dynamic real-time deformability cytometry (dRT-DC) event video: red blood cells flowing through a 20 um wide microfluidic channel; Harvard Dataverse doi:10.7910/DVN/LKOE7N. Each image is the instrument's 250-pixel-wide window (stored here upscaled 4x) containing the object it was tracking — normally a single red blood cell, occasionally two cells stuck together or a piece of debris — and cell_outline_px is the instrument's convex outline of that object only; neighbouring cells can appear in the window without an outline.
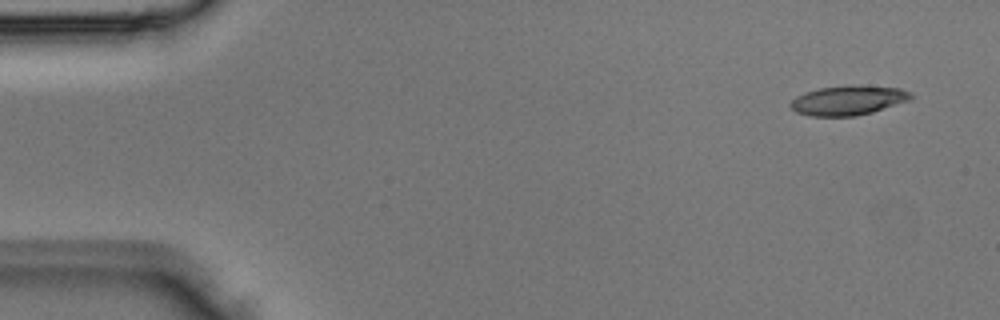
{"species": "Egyptian fruit bat (a non-hibernating species)", "species_latin": "Rousettus aegyptiacus", "temperature_condition": "room temperature", "stored_images_in_passage": 4, "camera_frame_rate_fps": 3000, "um_per_image_px": 0.085, "animal": {"sex": "male"}, "frame": {"image": 1, "passage_image": 1, "time_ms": 0.0, "image_size_px": [1000, 320], "cell_outline_px": [[916, 96], [912, 100], [872, 112], [856, 116], [812, 116], [796, 112], [788, 104], [796, 96], [804, 92], [820, 88], [848, 84], [860, 84], [900, 88], [912, 92]], "centroid_in_image_um": [72.16, 8.5], "position_along_channel_um": 12.8, "area_um2": 21.27}}
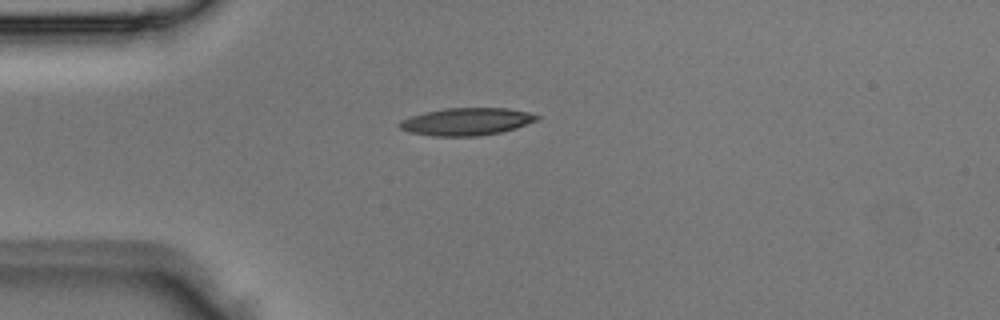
{"frame": {"image": 2, "passage_image": 3, "time_ms": 0.667, "image_size_px": [1000, 320], "cell_outline_px": [[540, 120], [516, 128], [500, 132], [480, 136], [432, 136], [408, 132], [400, 128], [396, 124], [400, 120], [424, 112], [444, 108], [508, 108], [528, 112], [540, 116]], "centroid_in_image_um": [39.65, 10.34], "position_along_channel_um": 45.3, "area_um2": 22.2}}
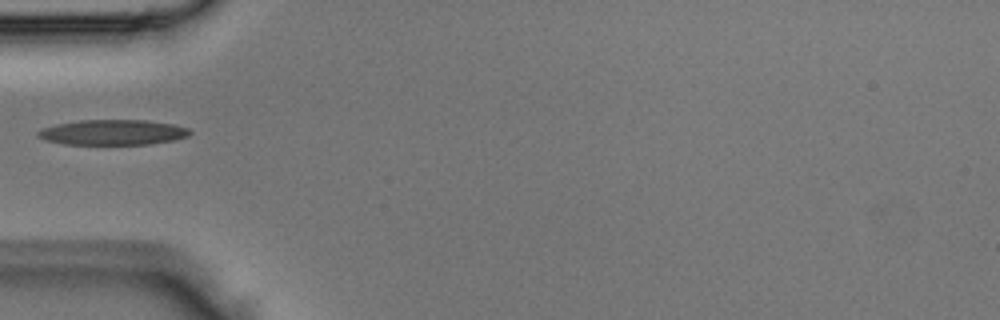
{"frame": {"image": 3, "passage_image": 4, "time_ms": 1.0, "image_size_px": [1000, 320], "cell_outline_px": [[192, 132], [188, 136], [172, 140], [148, 144], [64, 144], [44, 140], [36, 136], [36, 132], [44, 128], [56, 124], [80, 120], [144, 120], [172, 124], [188, 128]], "centroid_in_image_um": [9.55, 11.25], "position_along_channel_um": 75.4, "area_um2": 22.25}}